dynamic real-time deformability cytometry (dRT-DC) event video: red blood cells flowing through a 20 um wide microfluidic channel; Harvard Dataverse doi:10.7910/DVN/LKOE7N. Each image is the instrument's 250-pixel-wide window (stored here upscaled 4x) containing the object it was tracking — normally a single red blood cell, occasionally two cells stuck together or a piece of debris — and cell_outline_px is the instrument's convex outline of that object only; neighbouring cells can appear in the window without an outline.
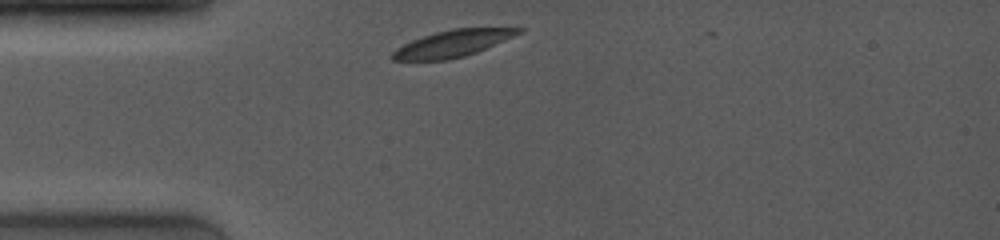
{"species": "common noctule bat (a hibernating species)", "species_latin": "Nyctalus noctula", "temperature_condition": "room temperature", "stored_images_in_passage": 4, "camera_frame_rate_fps": 4000, "um_per_image_px": 0.085, "animal": {"sex": "female", "body_mass_g": 19.0, "forearm_length_mm": 53.3}, "frame": {"image": 1, "passage_image": 1, "time_ms": 0.0, "image_size_px": [1000, 240], "cell_outline_px": [[524, 32], [476, 52], [464, 56], [448, 60], [392, 60], [392, 52], [396, 48], [412, 40], [436, 32], [456, 28], [524, 28]], "centroid_in_image_um": [38.49, 3.7], "position_along_channel_um": 46.5, "area_um2": 19.36}}